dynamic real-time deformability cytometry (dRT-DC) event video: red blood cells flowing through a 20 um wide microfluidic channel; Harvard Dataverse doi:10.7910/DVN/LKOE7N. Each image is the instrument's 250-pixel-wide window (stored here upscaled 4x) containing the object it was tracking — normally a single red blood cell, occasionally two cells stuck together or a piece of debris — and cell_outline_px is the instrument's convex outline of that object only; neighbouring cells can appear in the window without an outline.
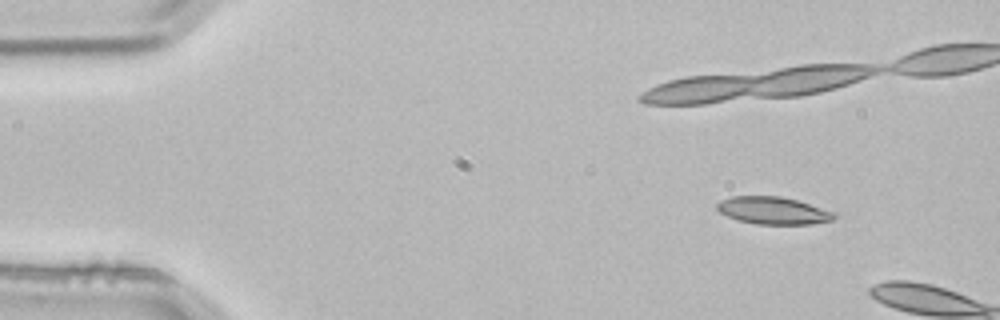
{"species": "common noctule bat (a hibernating species)", "species_latin": "Nyctalus noctula", "temperature_condition": "room temperature", "stored_images_in_passage": 3, "camera_frame_rate_fps": 3000, "um_per_image_px": 0.085, "animal": {"sex": "male", "body_mass_g": 21.5, "forearm_length_mm": 52.0}, "frame": {"image": 1, "passage_image": 1, "time_ms": 0.0, "image_size_px": [1000, 320], "cell_outline_px": [[840, 216], [832, 220], [812, 224], [756, 224], [736, 220], [720, 212], [716, 208], [716, 204], [720, 200], [732, 196], [780, 196], [796, 200], [836, 212]], "centroid_in_image_um": [65.73, 17.9], "position_along_channel_um": 19.3, "area_um2": 18.84}}